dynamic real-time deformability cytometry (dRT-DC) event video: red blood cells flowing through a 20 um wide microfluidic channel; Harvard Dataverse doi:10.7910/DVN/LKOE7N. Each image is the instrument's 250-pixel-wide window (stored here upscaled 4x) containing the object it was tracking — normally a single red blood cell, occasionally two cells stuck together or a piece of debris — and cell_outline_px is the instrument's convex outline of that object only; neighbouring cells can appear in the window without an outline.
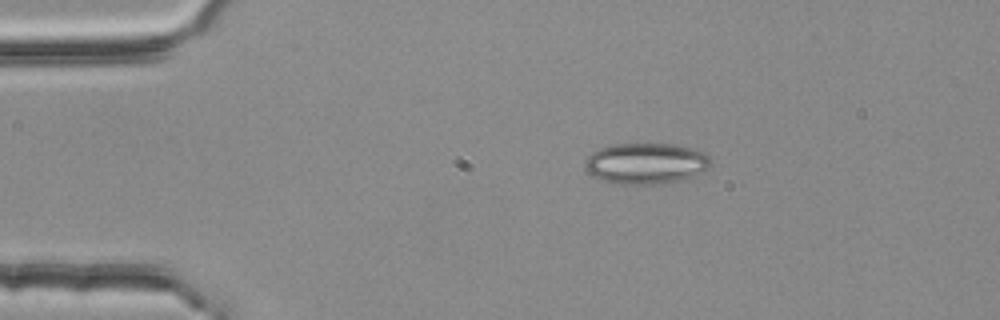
{"species": "common noctule bat (a hibernating species)", "species_latin": "Nyctalus noctula", "temperature_condition": "room temperature", "stored_images_in_passage": 3, "camera_frame_rate_fps": 3000, "um_per_image_px": 0.085, "animal": {"sex": "female", "body_mass_g": 25.1}, "frame": {"image": 1, "passage_image": 2, "time_ms": 0.333, "image_size_px": [1000, 320], "cell_outline_px": [[712, 160], [708, 168], [704, 172], [680, 180], [660, 184], [612, 184], [600, 180], [592, 176], [588, 172], [584, 164], [584, 160], [592, 152], [600, 148], [612, 144], [680, 144], [704, 152]], "centroid_in_image_um": [54.89, 13.89], "position_along_channel_um": 30.1, "area_um2": 30.46}}